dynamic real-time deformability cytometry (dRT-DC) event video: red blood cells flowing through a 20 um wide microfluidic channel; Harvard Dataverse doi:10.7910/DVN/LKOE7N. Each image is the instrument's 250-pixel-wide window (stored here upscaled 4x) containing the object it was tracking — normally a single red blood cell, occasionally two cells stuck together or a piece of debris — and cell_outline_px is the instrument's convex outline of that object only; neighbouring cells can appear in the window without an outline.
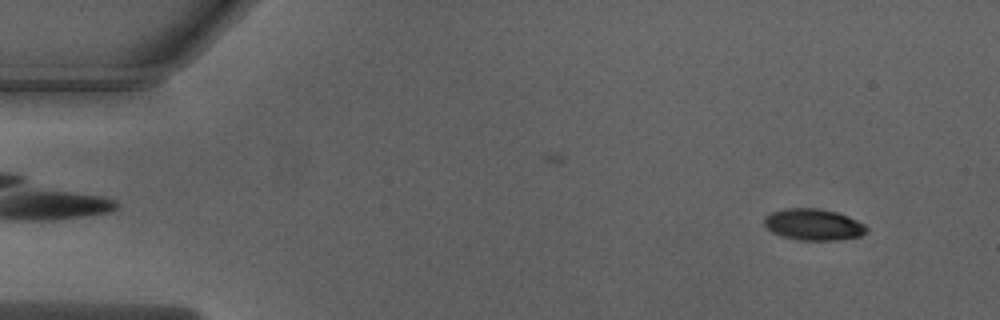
{"species": "Egyptian fruit bat (a non-hibernating species)", "species_latin": "Rousettus aegyptiacus", "temperature_condition": "warm", "stored_images_in_passage": 45, "camera_frame_rate_fps": 3000, "um_per_image_px": 0.085, "animal": {"sex": "male"}, "frame": {"image": 1, "passage_image": 4, "time_ms": 1.0, "image_size_px": [1000, 320], "cell_outline_px": [[868, 232], [860, 236], [836, 240], [800, 240], [784, 236], [772, 232], [764, 224], [764, 216], [768, 212], [784, 208], [820, 208], [836, 212], [848, 216], [864, 224], [868, 228]], "centroid_in_image_um": [69.13, 19.07], "position_along_channel_um": 15.9, "area_um2": 18.84}}
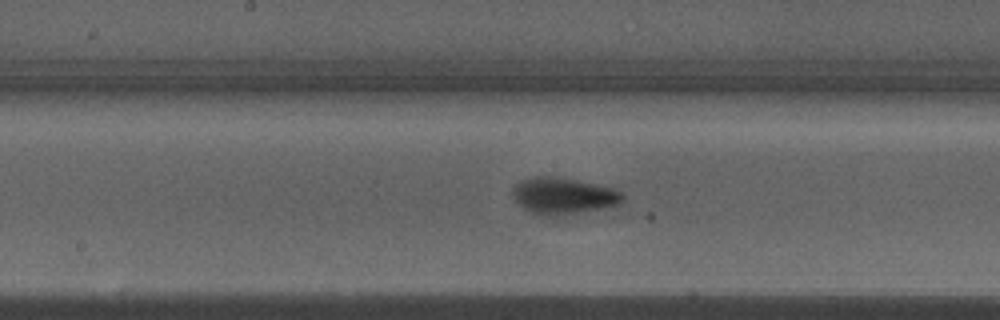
{"frame": {"image": 2, "passage_image": 26, "time_ms": 8.333, "image_size_px": [1000, 320], "cell_outline_px": [[624, 200], [620, 204], [600, 208], [556, 216], [540, 216], [524, 208], [516, 200], [512, 192], [512, 188], [520, 180], [532, 176], [552, 176], [576, 180], [612, 188], [620, 192], [624, 196]], "centroid_in_image_um": [47.85, 16.64], "position_along_channel_um": 200.4, "area_um2": 23.12}}
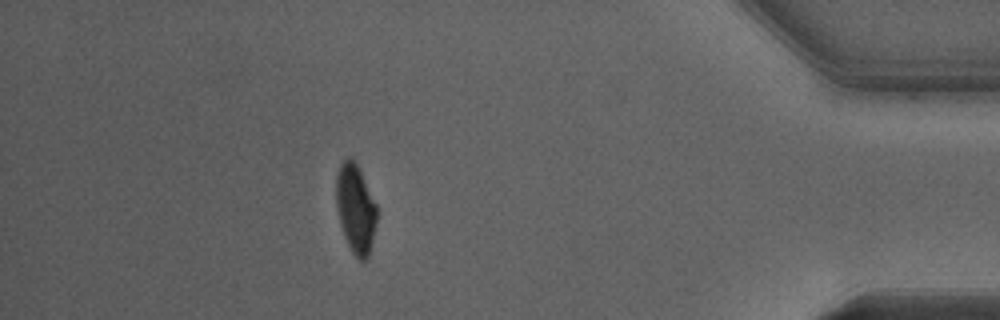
{"frame": {"image": 3, "passage_image": 45, "time_ms": 14.667, "image_size_px": [1000, 320], "cell_outline_px": [[376, 220], [368, 260], [364, 264], [352, 252], [344, 236], [340, 224], [336, 204], [336, 176], [340, 164], [348, 156], [352, 156], [376, 204]], "centroid_in_image_um": [30.2, 17.76], "position_along_channel_um": 405.0, "area_um2": 20.87}, "authors_computed_cell_mechanics": {"area_um2": 21.386, "velocity_mm_per_s": 4.018, "shape_relaxation_time_tau1_ms": 3.1408, "shape_relaxation_time_tau2_ms": null, "deformation_change_tau1": 0.1859, "deformation_change_tau2": null}}